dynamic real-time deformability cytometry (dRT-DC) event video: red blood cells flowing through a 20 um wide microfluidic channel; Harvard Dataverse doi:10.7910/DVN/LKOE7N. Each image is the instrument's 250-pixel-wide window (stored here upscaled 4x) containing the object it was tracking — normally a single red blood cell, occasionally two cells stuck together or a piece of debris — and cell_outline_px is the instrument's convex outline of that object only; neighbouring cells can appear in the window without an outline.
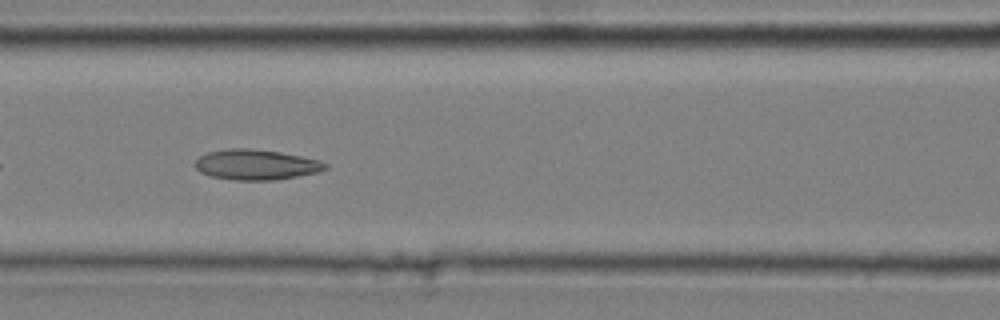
{"species": "common noctule bat (a hibernating species)", "species_latin": "Nyctalus noctula", "temperature_condition": "cold", "stored_images_in_passage": 38, "camera_frame_rate_fps": 3000, "um_per_image_px": 0.085, "animal": {"sex": "male", "body_mass_g": 20.4}, "frame": {"image": 1, "passage_image": 9, "time_ms": 2.667, "image_size_px": [1000, 320], "cell_outline_px": [[328, 168], [320, 172], [276, 180], [236, 180], [212, 176], [200, 172], [192, 164], [200, 156], [208, 152], [228, 148], [248, 148], [280, 152], [320, 160], [328, 164]], "centroid_in_image_um": [21.78, 13.99], "position_along_channel_um": 144.8, "area_um2": 23.12}}
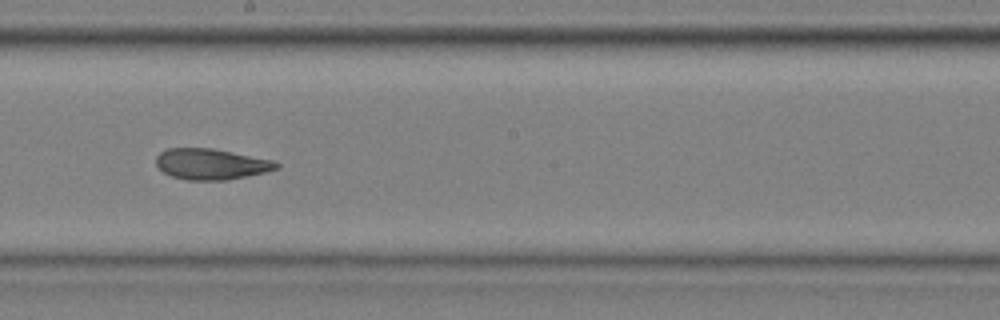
{"frame": {"image": 2, "passage_image": 16, "time_ms": 5.0, "image_size_px": [1000, 320], "cell_outline_px": [[280, 168], [264, 172], [224, 180], [188, 180], [172, 176], [164, 172], [156, 164], [156, 156], [160, 152], [168, 148], [212, 148], [272, 160], [280, 164]], "centroid_in_image_um": [17.93, 13.94], "position_along_channel_um": 230.3, "area_um2": 21.39}}
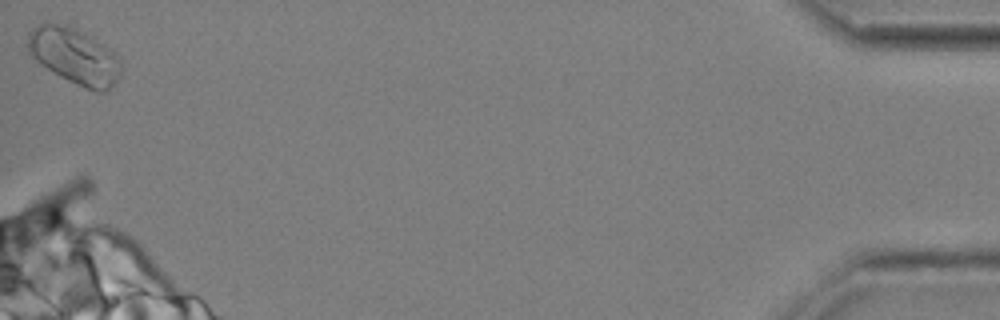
{"frame": {"image": 3, "passage_image": 38, "time_ms": 12.333, "image_size_px": [1000, 320], "cell_outline_px": [[120, 76], [104, 92], [96, 92], [84, 88], [52, 72], [40, 64], [28, 52], [24, 44], [28, 32], [32, 28], [40, 24], [68, 24], [104, 44], [116, 52], [120, 56]], "centroid_in_image_um": [6.3, 4.75], "position_along_channel_um": 428.9, "area_um2": 30.75}, "authors_computed_cell_mechanics": {"area_um2": 22.6287, "velocity_mm_per_s": 3.6703, "shape_relaxation_time_tau1_ms": 11.009, "shape_relaxation_time_tau2_ms": 3.4174, "deformation_change_tau1": 0.2009, "deformation_change_tau2": 0.1097}}